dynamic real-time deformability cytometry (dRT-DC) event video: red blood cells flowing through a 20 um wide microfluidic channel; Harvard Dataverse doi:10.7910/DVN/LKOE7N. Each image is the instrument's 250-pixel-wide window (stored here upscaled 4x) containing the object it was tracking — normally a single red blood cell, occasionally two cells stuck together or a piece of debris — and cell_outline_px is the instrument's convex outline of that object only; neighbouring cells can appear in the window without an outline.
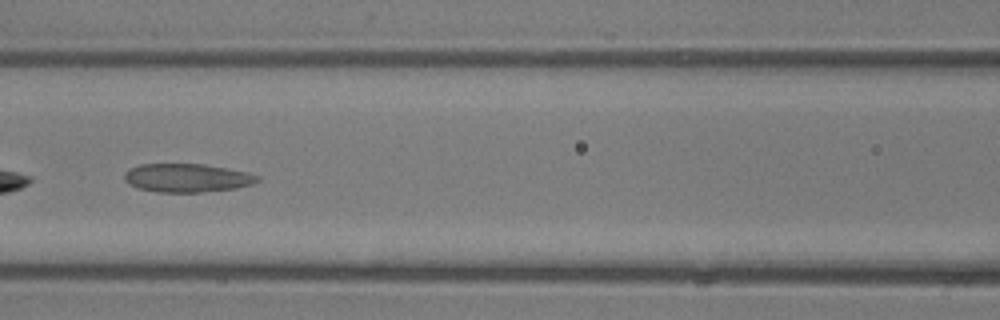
{"species": "common noctule bat (a hibernating species)", "species_latin": "Nyctalus noctula", "temperature_condition": "room temperature", "stored_images_in_passage": 26, "camera_frame_rate_fps": 3000, "um_per_image_px": 0.085, "animal": {"sex": "male", "body_mass_g": 13.3}, "frame": {"image": 1, "passage_image": 6, "time_ms": 1.667, "image_size_px": [1000, 320], "cell_outline_px": [[260, 180], [252, 184], [236, 188], [200, 192], [156, 192], [140, 188], [124, 180], [124, 172], [140, 164], [204, 164], [228, 168], [248, 172], [260, 176]], "centroid_in_image_um": [15.94, 15.11], "position_along_channel_um": 150.7, "area_um2": 22.02}}
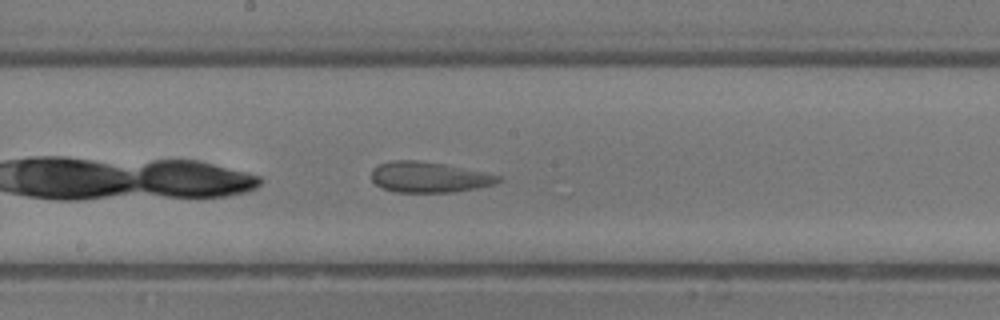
{"frame": {"image": 2, "passage_image": 10, "time_ms": 3.0, "image_size_px": [1000, 320], "cell_outline_px": [[504, 180], [496, 184], [456, 192], [396, 192], [384, 188], [376, 184], [372, 180], [372, 168], [380, 164], [392, 160], [416, 160], [444, 164], [504, 176]], "centroid_in_image_um": [36.52, 15.06], "position_along_channel_um": 211.7, "area_um2": 22.72}}
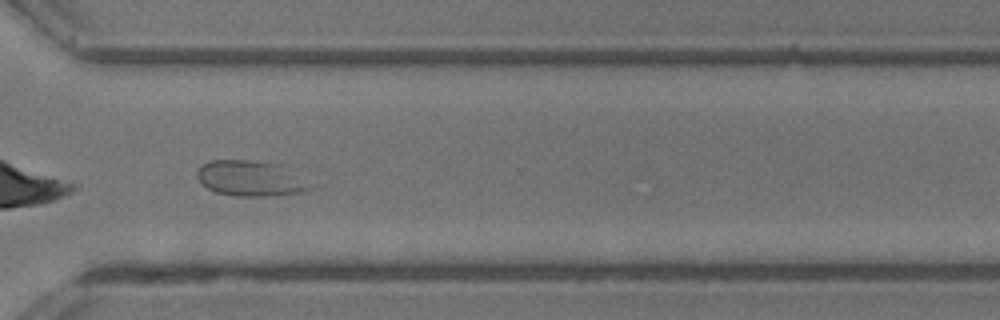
{"frame": {"image": 3, "passage_image": 19, "time_ms": 6.0, "image_size_px": [1000, 320], "cell_outline_px": [[312, 188], [300, 192], [268, 196], [236, 196], [216, 192], [208, 188], [196, 176], [196, 172], [200, 164], [212, 160], [248, 160], [288, 164]], "centroid_in_image_um": [21.29, 15.13], "position_along_channel_um": 349.3, "area_um2": 23.58}}